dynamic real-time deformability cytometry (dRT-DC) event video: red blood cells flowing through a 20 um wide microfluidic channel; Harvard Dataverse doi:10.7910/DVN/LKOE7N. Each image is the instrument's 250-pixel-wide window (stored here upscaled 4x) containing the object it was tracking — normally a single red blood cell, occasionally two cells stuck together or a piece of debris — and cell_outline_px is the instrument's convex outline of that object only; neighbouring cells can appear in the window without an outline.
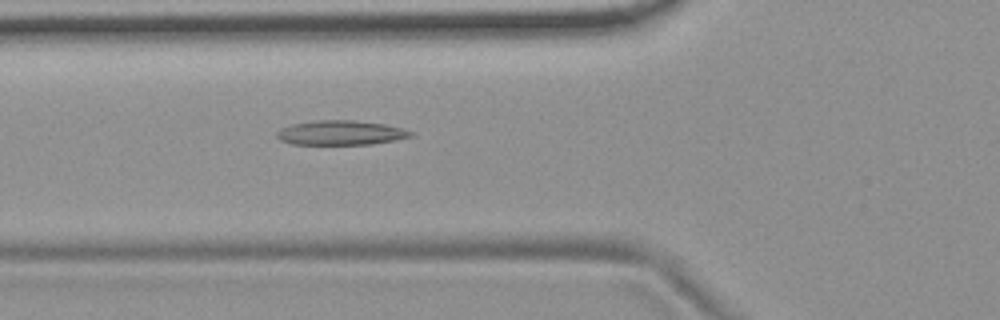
{"species": "common noctule bat (a hibernating species)", "species_latin": "Nyctalus noctula", "temperature_condition": "room temperature", "stored_images_in_passage": 5, "camera_frame_rate_fps": 3000, "um_per_image_px": 0.085, "animal": {"sex": "female", "body_mass_g": 19.9}, "frame": {"image": 1, "passage_image": 5, "time_ms": 5.333, "image_size_px": [1000, 320], "cell_outline_px": [[416, 132], [412, 136], [396, 140], [372, 144], [292, 144], [280, 140], [276, 136], [276, 132], [280, 128], [292, 124], [312, 120], [356, 120], [384, 124], [404, 128]], "centroid_in_image_um": [28.98, 11.27], "position_along_channel_um": 96.8, "area_um2": 19.36}}